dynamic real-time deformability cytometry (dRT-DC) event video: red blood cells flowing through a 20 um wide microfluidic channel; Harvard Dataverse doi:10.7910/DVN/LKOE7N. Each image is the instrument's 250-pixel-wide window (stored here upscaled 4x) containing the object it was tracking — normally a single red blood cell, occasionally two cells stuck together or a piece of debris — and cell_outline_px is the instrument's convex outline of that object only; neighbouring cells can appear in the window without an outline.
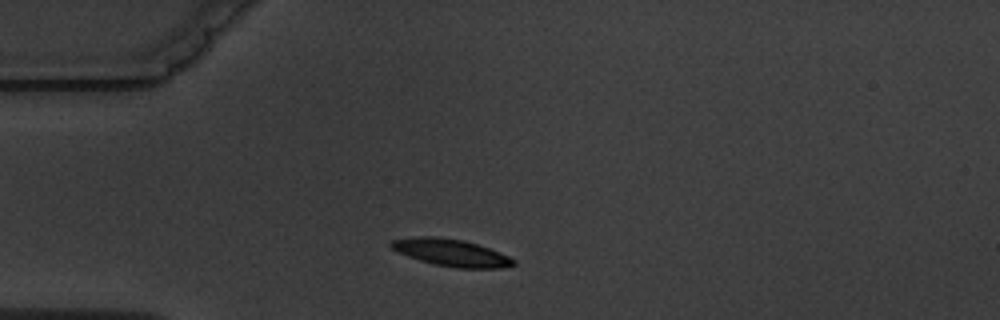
{"species": "common noctule bat (a hibernating species)", "species_latin": "Nyctalus noctula", "temperature_condition": "warm", "stored_images_in_passage": 1, "camera_frame_rate_fps": 3000, "um_per_image_px": 0.085, "animal": {"sex": "male", "body_mass_g": 19.5, "forearm_length_mm": 54.6}, "frame": {"image": 1, "passage_image": 1, "time_ms": 0.0, "image_size_px": [1000, 320], "cell_outline_px": [[516, 264], [504, 268], [456, 268], [436, 264], [420, 260], [408, 256], [392, 248], [388, 244], [392, 240], [412, 236], [436, 236], [464, 240], [500, 252], [516, 260]], "centroid_in_image_um": [38.36, 21.46], "position_along_channel_um": 46.6, "area_um2": 19.31}}